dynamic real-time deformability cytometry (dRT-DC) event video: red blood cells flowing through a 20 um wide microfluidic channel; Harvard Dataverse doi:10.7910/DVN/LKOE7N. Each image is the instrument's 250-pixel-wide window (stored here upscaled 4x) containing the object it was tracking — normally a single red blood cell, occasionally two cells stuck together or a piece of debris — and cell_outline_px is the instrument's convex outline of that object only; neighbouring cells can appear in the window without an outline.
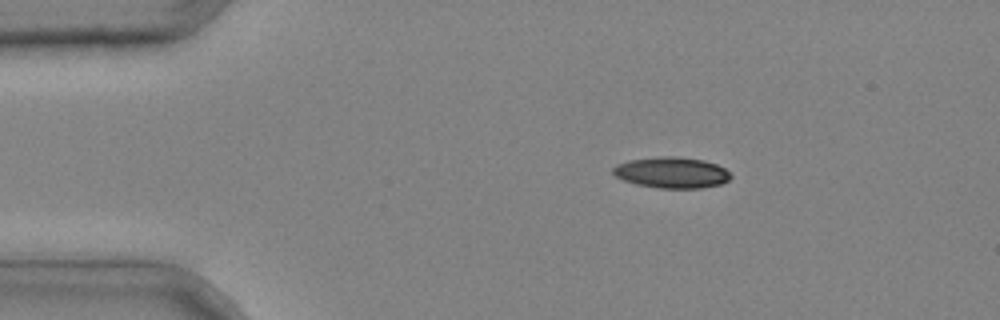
{"species": "common noctule bat (a hibernating species)", "species_latin": "Nyctalus noctula", "temperature_condition": "cold", "stored_images_in_passage": 36, "camera_frame_rate_fps": 3000, "um_per_image_px": 0.085, "animal": {"sex": "male", "body_mass_g": 20.4}, "frame": {"image": 1, "passage_image": 2, "time_ms": 0.333, "image_size_px": [1000, 320], "cell_outline_px": [[732, 176], [728, 180], [720, 184], [700, 188], [656, 188], [636, 184], [624, 180], [616, 176], [612, 172], [612, 168], [616, 164], [628, 160], [664, 156], [676, 156], [704, 160], [716, 164], [724, 168]], "centroid_in_image_um": [57.07, 14.66], "position_along_channel_um": 27.9, "area_um2": 21.27}}
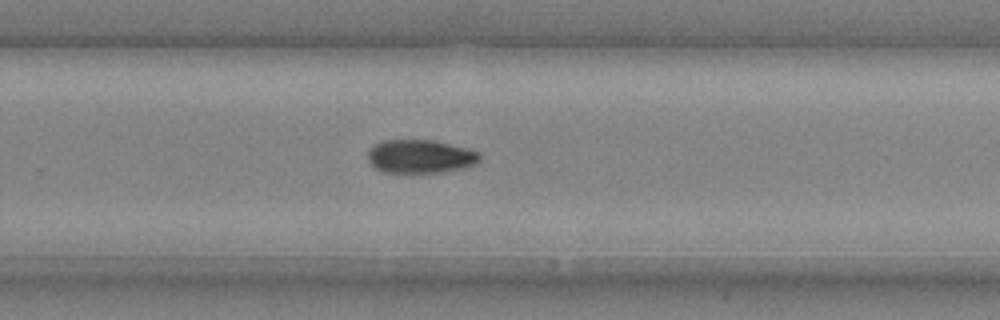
{"frame": {"image": 2, "passage_image": 23, "time_ms": 7.333, "image_size_px": [1000, 320], "cell_outline_px": [[480, 160], [476, 164], [468, 168], [444, 172], [384, 172], [376, 168], [368, 160], [368, 152], [376, 144], [384, 140], [432, 140], [480, 152]], "centroid_in_image_um": [35.77, 13.31], "position_along_channel_um": 294.0, "area_um2": 21.68}}
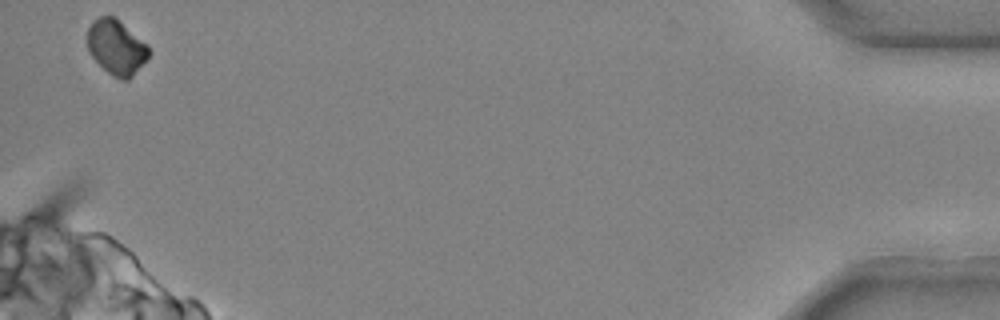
{"frame": {"image": 3, "passage_image": 36, "time_ms": 11.667, "image_size_px": [1000, 320], "cell_outline_px": [[152, 52], [148, 60], [128, 80], [120, 80], [112, 76], [88, 52], [88, 28], [92, 20], [100, 16], [112, 16], [148, 44]], "centroid_in_image_um": [9.93, 4.04], "position_along_channel_um": 425.3, "area_um2": 19.65}}